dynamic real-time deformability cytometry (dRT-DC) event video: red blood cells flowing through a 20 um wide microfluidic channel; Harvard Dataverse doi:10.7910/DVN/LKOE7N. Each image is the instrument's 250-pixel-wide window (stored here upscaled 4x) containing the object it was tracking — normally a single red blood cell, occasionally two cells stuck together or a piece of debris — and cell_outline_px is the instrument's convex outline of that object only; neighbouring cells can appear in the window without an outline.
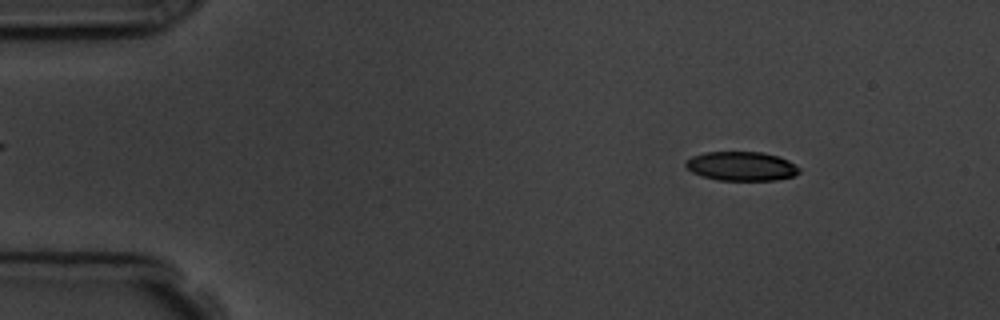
{"species": "common noctule bat (a hibernating species)", "species_latin": "Nyctalus noctula", "temperature_condition": "room temperature", "stored_images_in_passage": 5, "camera_frame_rate_fps": 3000, "um_per_image_px": 0.085, "animal": {"sex": "male", "body_mass_g": 19.5, "forearm_length_mm": 54.6}, "frame": {"image": 1, "passage_image": 2, "time_ms": 1.0, "image_size_px": [1000, 320], "cell_outline_px": [[800, 172], [792, 176], [776, 180], [720, 180], [704, 176], [692, 172], [684, 164], [692, 156], [704, 152], [760, 152], [780, 156], [796, 164], [800, 168]], "centroid_in_image_um": [63.06, 14.12], "position_along_channel_um": 21.9, "area_um2": 19.19}}
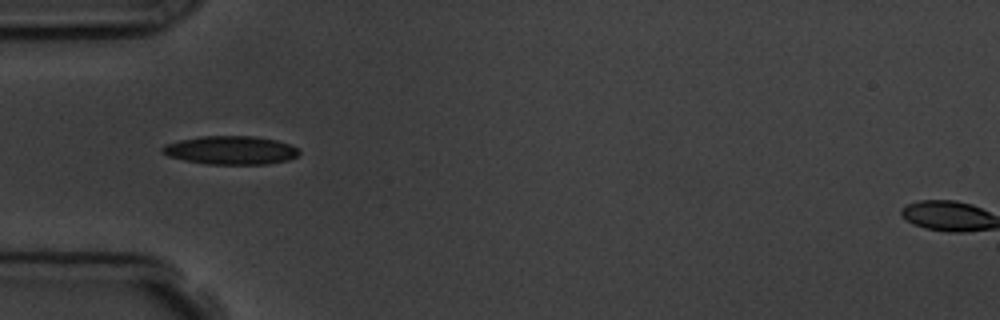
{"frame": {"image": 2, "passage_image": 5, "time_ms": 4.333, "image_size_px": [1000, 320], "cell_outline_px": [[300, 152], [296, 156], [288, 160], [268, 164], [208, 164], [184, 160], [168, 156], [160, 152], [160, 148], [164, 144], [180, 140], [200, 136], [256, 136], [276, 140], [292, 144]], "centroid_in_image_um": [19.59, 12.76], "position_along_channel_um": 65.4, "area_um2": 22.83}}